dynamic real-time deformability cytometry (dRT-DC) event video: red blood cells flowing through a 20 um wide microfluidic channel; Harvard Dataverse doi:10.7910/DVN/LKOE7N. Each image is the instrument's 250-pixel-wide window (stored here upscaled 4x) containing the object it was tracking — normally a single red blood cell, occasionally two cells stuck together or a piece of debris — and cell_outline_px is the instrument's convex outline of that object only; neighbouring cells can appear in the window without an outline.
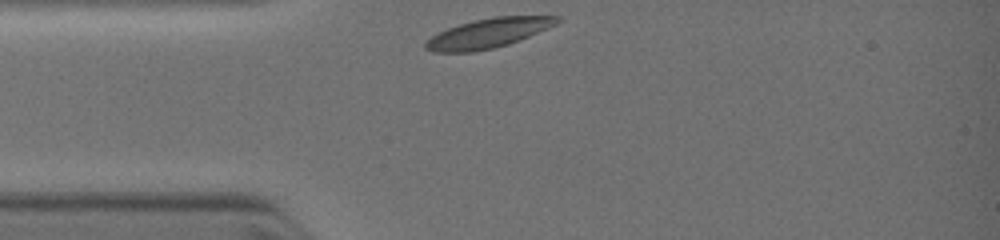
{"species": "common noctule bat (a hibernating species)", "species_latin": "Nyctalus noctula", "temperature_condition": "warm", "stored_images_in_passage": 5, "camera_frame_rate_fps": 3000, "um_per_image_px": 0.085, "animal": {"sex": "female", "body_mass_g": 19.0, "forearm_length_mm": 51.5}, "frame": {"image": 1, "passage_image": 1, "time_ms": 0.0, "image_size_px": [1000, 240], "cell_outline_px": [[564, 20], [548, 28], [520, 40], [508, 44], [492, 48], [472, 52], [432, 52], [424, 48], [424, 44], [432, 36], [448, 28], [460, 24], [476, 20], [496, 16], [560, 16]], "centroid_in_image_um": [41.54, 2.82], "position_along_channel_um": 43.5, "area_um2": 22.43}}